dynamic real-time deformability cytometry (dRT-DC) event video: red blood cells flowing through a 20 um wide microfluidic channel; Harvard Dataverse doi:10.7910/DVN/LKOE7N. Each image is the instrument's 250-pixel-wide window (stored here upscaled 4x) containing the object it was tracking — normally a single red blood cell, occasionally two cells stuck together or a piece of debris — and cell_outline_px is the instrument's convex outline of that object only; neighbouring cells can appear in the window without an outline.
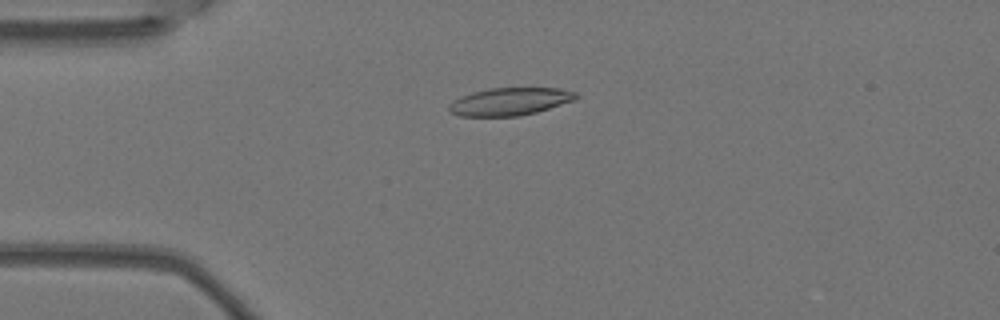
{"species": "Egyptian fruit bat (a non-hibernating species)", "species_latin": "Rousettus aegyptiacus", "temperature_condition": "warm", "stored_images_in_passage": 7, "camera_frame_rate_fps": 3000, "um_per_image_px": 0.085, "animal": {"sex": "female"}, "frame": {"image": 1, "passage_image": 4, "time_ms": 1.0, "image_size_px": [1000, 320], "cell_outline_px": [[580, 96], [576, 100], [536, 112], [520, 116], [460, 116], [448, 112], [448, 104], [452, 100], [460, 96], [472, 92], [488, 88], [560, 88], [576, 92]], "centroid_in_image_um": [43.32, 8.63], "position_along_channel_um": 41.7, "area_um2": 20.75}}
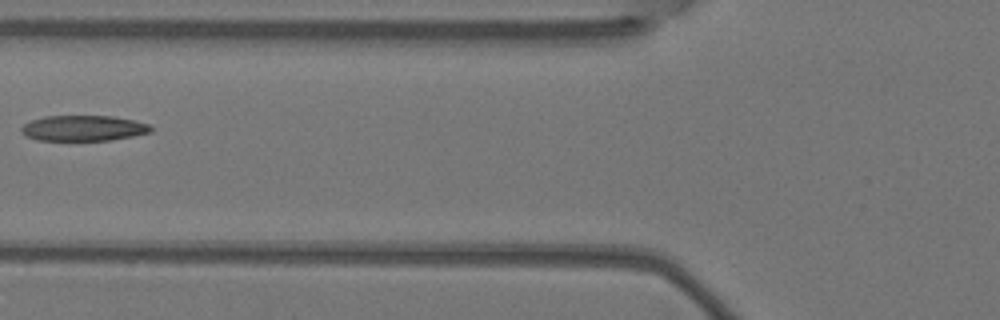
{"frame": {"image": 2, "passage_image": 6, "time_ms": 1.667, "image_size_px": [1000, 320], "cell_outline_px": [[152, 132], [112, 140], [36, 140], [28, 136], [20, 128], [24, 124], [32, 120], [44, 116], [112, 116], [136, 120], [148, 124], [152, 128]], "centroid_in_image_um": [7.13, 10.89], "position_along_channel_um": 118.7, "area_um2": 19.19}}
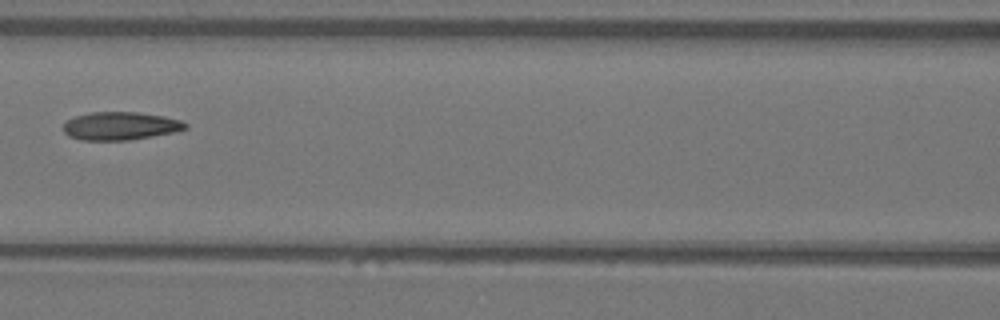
{"frame": {"image": 3, "passage_image": 7, "time_ms": 2.0, "image_size_px": [1000, 320], "cell_outline_px": [[188, 128], [172, 132], [128, 140], [80, 140], [68, 136], [64, 132], [64, 124], [68, 120], [76, 116], [92, 112], [140, 112], [164, 116], [180, 120], [188, 124]], "centroid_in_image_um": [10.23, 10.7], "position_along_channel_um": 156.4, "area_um2": 19.83}}